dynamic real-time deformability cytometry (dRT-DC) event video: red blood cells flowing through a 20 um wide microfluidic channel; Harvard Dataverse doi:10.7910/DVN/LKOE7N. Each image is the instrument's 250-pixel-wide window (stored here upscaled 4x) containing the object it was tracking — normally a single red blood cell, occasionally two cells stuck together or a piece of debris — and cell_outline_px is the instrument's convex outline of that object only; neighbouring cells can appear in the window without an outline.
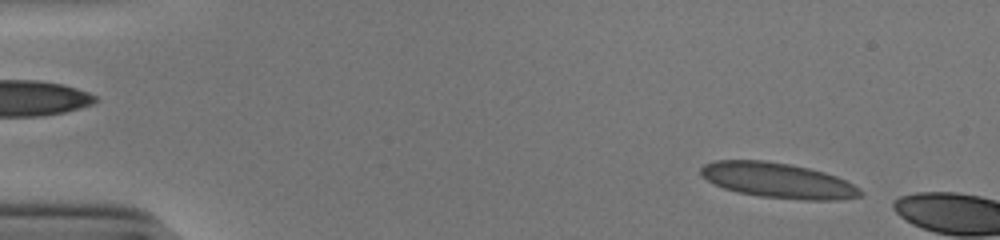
{"species": "human", "species_latin": "Homo sapiens", "temperature_condition": "cold", "stored_images_in_passage": 7, "camera_frame_rate_fps": 3000, "um_per_image_px": 0.085, "donor": {"sex": "male"}, "frame": {"image": 1, "passage_image": 2, "time_ms": 0.333, "image_size_px": [1000, 240], "cell_outline_px": [[864, 192], [860, 196], [836, 200], [804, 200], [760, 196], [736, 192], [724, 188], [708, 180], [700, 172], [700, 168], [704, 164], [716, 160], [764, 160], [788, 164], [808, 168], [824, 172], [836, 176], [860, 188]], "centroid_in_image_um": [66.13, 15.33], "position_along_channel_um": 18.9, "area_um2": 32.48}}